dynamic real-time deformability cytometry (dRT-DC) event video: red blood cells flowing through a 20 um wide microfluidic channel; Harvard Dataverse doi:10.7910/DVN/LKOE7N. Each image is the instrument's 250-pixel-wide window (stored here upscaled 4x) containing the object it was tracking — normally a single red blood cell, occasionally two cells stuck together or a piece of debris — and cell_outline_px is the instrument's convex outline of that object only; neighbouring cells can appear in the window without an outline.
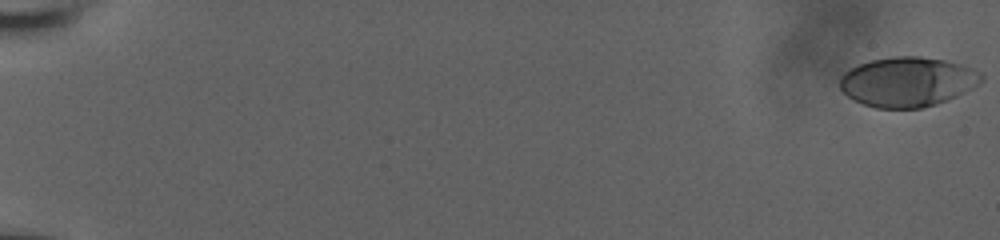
{"species": "human", "species_latin": "Homo sapiens", "temperature_condition": "room temperature", "stored_images_in_passage": 57, "camera_frame_rate_fps": 3000, "um_per_image_px": 0.085, "donor": {"sex": "male"}, "frame": {"image": 1, "passage_image": 1, "time_ms": 0.0, "image_size_px": [1000, 240], "cell_outline_px": [[984, 80], [972, 88], [956, 96], [936, 104], [920, 108], [876, 108], [864, 104], [848, 96], [840, 88], [840, 76], [844, 72], [860, 64], [872, 60], [896, 56], [920, 56], [944, 60], [960, 64], [972, 68], [980, 72], [984, 76]], "centroid_in_image_um": [77.16, 6.95], "position_along_channel_um": 7.8, "area_um2": 40.75}}
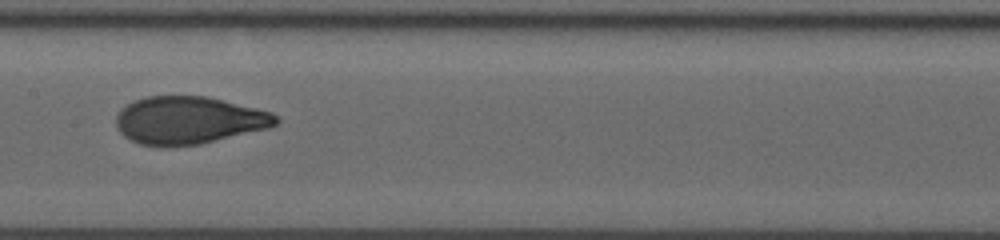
{"frame": {"image": 2, "passage_image": 32, "time_ms": 10.333, "image_size_px": [1000, 240], "cell_outline_px": [[280, 120], [276, 124], [268, 128], [200, 144], [168, 148], [160, 148], [140, 144], [124, 136], [116, 128], [116, 116], [120, 108], [144, 96], [204, 96], [256, 108], [272, 112]], "centroid_in_image_um": [16.0, 10.24], "position_along_channel_um": 191.4, "area_um2": 44.56}}
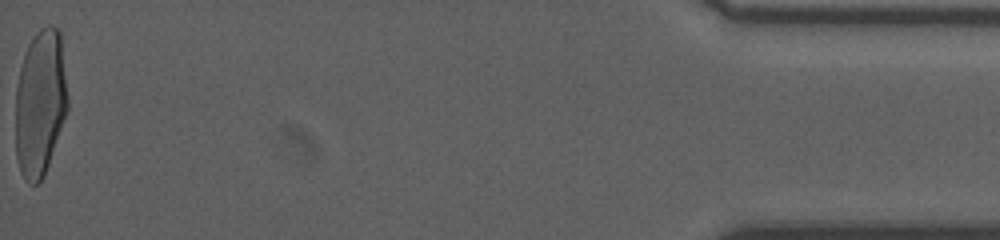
{"frame": {"image": 3, "passage_image": 57, "time_ms": 18.667, "image_size_px": [1000, 240], "cell_outline_px": [[68, 108], [44, 176], [36, 184], [28, 184], [24, 180], [20, 172], [16, 160], [16, 88], [20, 68], [28, 44], [36, 32], [40, 28], [48, 24], [56, 28], [60, 32], [68, 96]], "centroid_in_image_um": [3.41, 8.76], "position_along_channel_um": 431.8, "area_um2": 44.68}, "authors_computed_cell_mechanics": {"area_um2": 43.4656, "velocity_mm_per_s": 3.9253, "shape_relaxation_time_tau1_ms": 4.552, "shape_relaxation_time_tau2_ms": 0.6358, "deformation_change_tau1": 0.2124, "deformation_change_tau2": 0.0664}}